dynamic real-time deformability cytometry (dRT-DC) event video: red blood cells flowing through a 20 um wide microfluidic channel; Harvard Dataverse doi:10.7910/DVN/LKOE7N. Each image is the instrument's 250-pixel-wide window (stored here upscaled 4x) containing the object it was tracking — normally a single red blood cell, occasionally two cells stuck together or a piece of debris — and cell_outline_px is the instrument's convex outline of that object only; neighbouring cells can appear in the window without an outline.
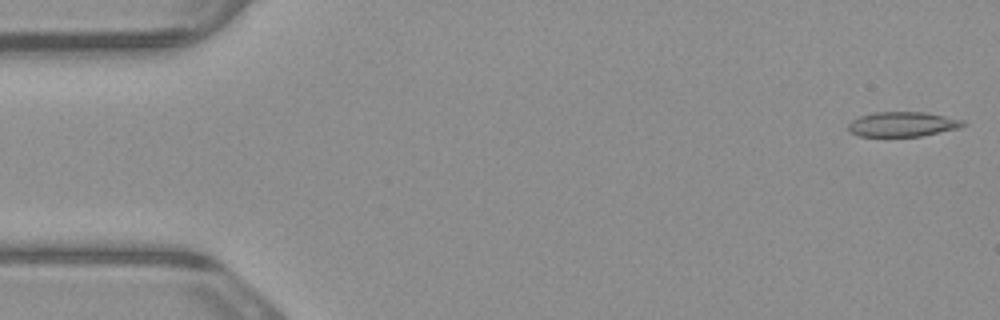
{"species": "common noctule bat (a hibernating species)", "species_latin": "Nyctalus noctula", "temperature_condition": "warm", "stored_images_in_passage": 4, "camera_frame_rate_fps": 3000, "um_per_image_px": 0.085, "animal": {"sex": "male", "body_mass_g": 23.1, "forearm_length_mm": 52.7}, "frame": {"image": 1, "passage_image": 1, "time_ms": 0.0, "image_size_px": [1000, 320], "cell_outline_px": [[968, 124], [960, 128], [920, 136], [860, 136], [848, 132], [848, 124], [852, 120], [860, 116], [872, 112], [924, 112], [964, 120]], "centroid_in_image_um": [76.72, 10.56], "position_along_channel_um": 8.3, "area_um2": 16.65}}
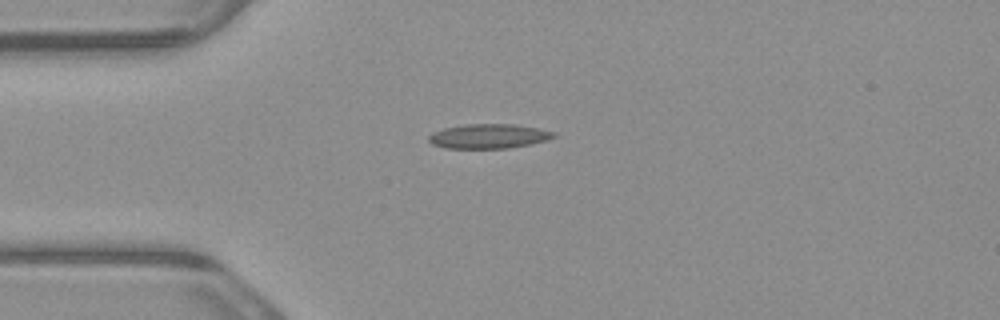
{"frame": {"image": 2, "passage_image": 4, "time_ms": 1.0, "image_size_px": [1000, 320], "cell_outline_px": [[556, 136], [544, 140], [528, 144], [508, 148], [444, 148], [432, 144], [428, 140], [428, 136], [432, 132], [444, 128], [468, 124], [512, 124], [536, 128], [556, 132]], "centroid_in_image_um": [41.48, 11.57], "position_along_channel_um": 43.5, "area_um2": 17.63}}